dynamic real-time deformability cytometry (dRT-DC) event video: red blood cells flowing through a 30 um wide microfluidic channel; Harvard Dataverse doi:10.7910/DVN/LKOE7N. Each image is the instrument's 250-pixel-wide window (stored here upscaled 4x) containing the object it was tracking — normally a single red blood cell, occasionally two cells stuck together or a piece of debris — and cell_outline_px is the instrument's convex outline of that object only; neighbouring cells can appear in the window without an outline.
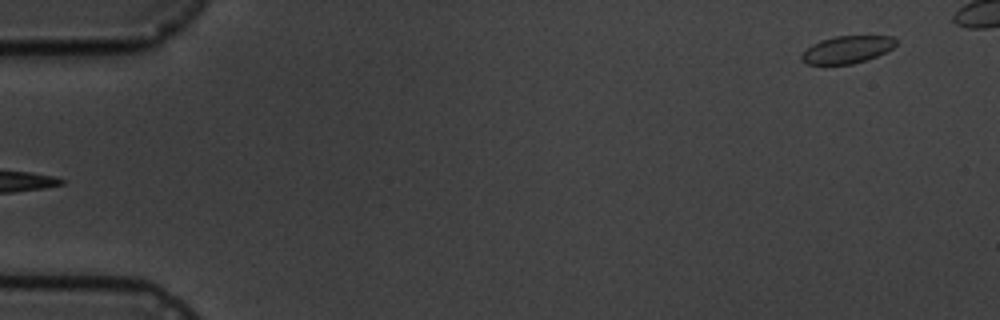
{"species": "common noctule bat (a hibernating species)", "species_latin": "Nyctalus noctula", "temperature_condition": "cold", "stored_images_in_passage": 5, "segment_of_instrument_passage": [2, 2], "camera_frame_rate_fps": 3000, "um_per_image_px": 0.085, "animal": {"sex": "male", "body_mass_g": 19.5, "forearm_length_mm": 54.6}, "frame": {"image": 1, "passage_image": 5, "time_ms": 4.667, "image_size_px": [1000, 320], "cell_outline_px": [[896, 44], [892, 48], [876, 56], [852, 64], [804, 64], [800, 60], [800, 56], [812, 44], [820, 40], [836, 36], [892, 36], [896, 40]], "centroid_in_image_um": [71.96, 4.21], "position_along_channel_um": 13.0, "area_um2": 14.91}}